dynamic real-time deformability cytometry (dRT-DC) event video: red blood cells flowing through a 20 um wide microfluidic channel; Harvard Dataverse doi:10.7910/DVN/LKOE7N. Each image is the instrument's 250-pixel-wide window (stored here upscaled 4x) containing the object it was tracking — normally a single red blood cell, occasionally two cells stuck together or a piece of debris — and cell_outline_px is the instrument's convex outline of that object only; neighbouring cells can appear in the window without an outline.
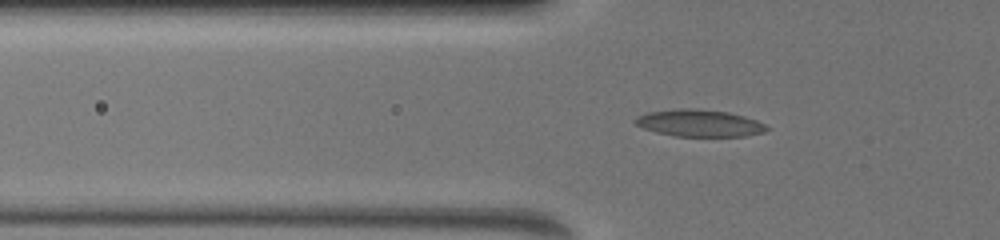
{"species": "common noctule bat (a hibernating species)", "species_latin": "Nyctalus noctula", "temperature_condition": "warm", "stored_images_in_passage": 33, "camera_frame_rate_fps": 3000, "um_per_image_px": 0.085, "animal": {"sex": "female", "body_mass_g": 19.5, "forearm_length_mm": 54.1}, "frame": {"image": 1, "passage_image": 11, "time_ms": 5.0, "image_size_px": [1000, 240], "cell_outline_px": [[768, 128], [764, 132], [744, 136], [676, 136], [656, 132], [644, 128], [636, 124], [632, 120], [648, 112], [680, 108], [692, 108], [728, 112], [744, 116], [756, 120], [764, 124]], "centroid_in_image_um": [59.44, 10.46], "position_along_channel_um": 66.4, "area_um2": 20.46}}
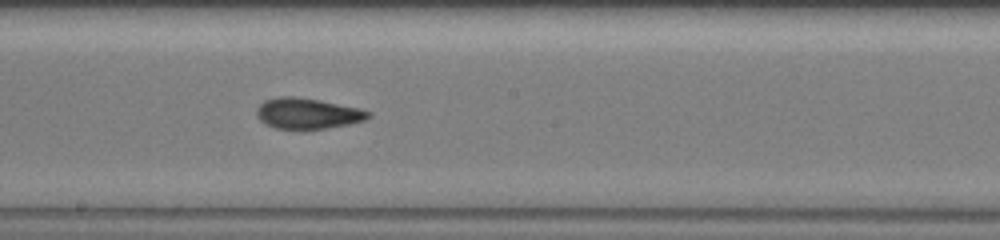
{"frame": {"image": 2, "passage_image": 20, "time_ms": 9.0, "image_size_px": [1000, 240], "cell_outline_px": [[372, 116], [364, 120], [348, 124], [324, 128], [276, 128], [264, 124], [256, 116], [256, 108], [264, 100], [276, 96], [296, 96], [320, 100], [360, 108], [372, 112]], "centroid_in_image_um": [26.12, 9.62], "position_along_channel_um": 222.1, "area_um2": 20.06}}
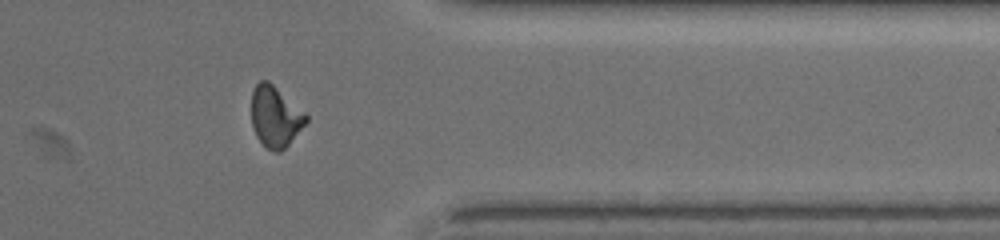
{"frame": {"image": 3, "passage_image": 29, "time_ms": 13.333, "image_size_px": [1000, 240], "cell_outline_px": [[308, 120], [288, 144], [280, 152], [272, 152], [256, 136], [252, 128], [252, 92], [256, 84], [260, 80], [268, 80], [308, 116]], "centroid_in_image_um": [23.37, 9.91], "position_along_channel_um": 388.0, "area_um2": 19.02}}